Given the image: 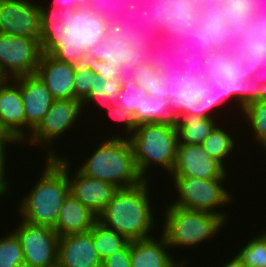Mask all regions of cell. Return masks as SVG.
Segmentation results:
<instances>
[{
	"instance_id": "ac0fdd59",
	"label": "cell",
	"mask_w": 266,
	"mask_h": 267,
	"mask_svg": "<svg viewBox=\"0 0 266 267\" xmlns=\"http://www.w3.org/2000/svg\"><path fill=\"white\" fill-rule=\"evenodd\" d=\"M57 267H102L91 231L59 237Z\"/></svg>"
},
{
	"instance_id": "681fc988",
	"label": "cell",
	"mask_w": 266,
	"mask_h": 267,
	"mask_svg": "<svg viewBox=\"0 0 266 267\" xmlns=\"http://www.w3.org/2000/svg\"><path fill=\"white\" fill-rule=\"evenodd\" d=\"M265 60L266 56L264 54L251 56L243 55V64H245L251 77L260 69Z\"/></svg>"
},
{
	"instance_id": "7a4b0ae2",
	"label": "cell",
	"mask_w": 266,
	"mask_h": 267,
	"mask_svg": "<svg viewBox=\"0 0 266 267\" xmlns=\"http://www.w3.org/2000/svg\"><path fill=\"white\" fill-rule=\"evenodd\" d=\"M148 182L144 180L134 187L119 188L98 215V221L129 241L150 238L155 220L148 198Z\"/></svg>"
},
{
	"instance_id": "60d3db41",
	"label": "cell",
	"mask_w": 266,
	"mask_h": 267,
	"mask_svg": "<svg viewBox=\"0 0 266 267\" xmlns=\"http://www.w3.org/2000/svg\"><path fill=\"white\" fill-rule=\"evenodd\" d=\"M201 30L205 31L207 47L215 50L226 51V42L229 39L230 26L218 23H204L202 20H194Z\"/></svg>"
},
{
	"instance_id": "52a82bcc",
	"label": "cell",
	"mask_w": 266,
	"mask_h": 267,
	"mask_svg": "<svg viewBox=\"0 0 266 267\" xmlns=\"http://www.w3.org/2000/svg\"><path fill=\"white\" fill-rule=\"evenodd\" d=\"M205 60L204 68L207 80L213 87L215 107L233 97L240 104L242 112L245 108L247 78L251 77L243 64V54L239 50H215L207 53Z\"/></svg>"
},
{
	"instance_id": "816d5d0a",
	"label": "cell",
	"mask_w": 266,
	"mask_h": 267,
	"mask_svg": "<svg viewBox=\"0 0 266 267\" xmlns=\"http://www.w3.org/2000/svg\"><path fill=\"white\" fill-rule=\"evenodd\" d=\"M136 66L121 65L118 69L117 80L120 82V86L125 85L128 81L134 80Z\"/></svg>"
},
{
	"instance_id": "cb8c5ba5",
	"label": "cell",
	"mask_w": 266,
	"mask_h": 267,
	"mask_svg": "<svg viewBox=\"0 0 266 267\" xmlns=\"http://www.w3.org/2000/svg\"><path fill=\"white\" fill-rule=\"evenodd\" d=\"M189 53L166 31L149 50L148 64L158 73L179 69Z\"/></svg>"
},
{
	"instance_id": "b9f144b4",
	"label": "cell",
	"mask_w": 266,
	"mask_h": 267,
	"mask_svg": "<svg viewBox=\"0 0 266 267\" xmlns=\"http://www.w3.org/2000/svg\"><path fill=\"white\" fill-rule=\"evenodd\" d=\"M205 55V53H197L195 50L191 51L180 67L184 74L188 77H195L197 80H206Z\"/></svg>"
},
{
	"instance_id": "3957f363",
	"label": "cell",
	"mask_w": 266,
	"mask_h": 267,
	"mask_svg": "<svg viewBox=\"0 0 266 267\" xmlns=\"http://www.w3.org/2000/svg\"><path fill=\"white\" fill-rule=\"evenodd\" d=\"M120 32L112 25L70 28L62 39L78 56H92L110 62L119 69L121 65L148 64L149 50H138L124 42Z\"/></svg>"
},
{
	"instance_id": "7402d4cb",
	"label": "cell",
	"mask_w": 266,
	"mask_h": 267,
	"mask_svg": "<svg viewBox=\"0 0 266 267\" xmlns=\"http://www.w3.org/2000/svg\"><path fill=\"white\" fill-rule=\"evenodd\" d=\"M97 220L98 216L69 193L63 201L53 229L59 237L84 233L90 231Z\"/></svg>"
},
{
	"instance_id": "ee69618b",
	"label": "cell",
	"mask_w": 266,
	"mask_h": 267,
	"mask_svg": "<svg viewBox=\"0 0 266 267\" xmlns=\"http://www.w3.org/2000/svg\"><path fill=\"white\" fill-rule=\"evenodd\" d=\"M102 267H131V241L103 260Z\"/></svg>"
},
{
	"instance_id": "6da1fadb",
	"label": "cell",
	"mask_w": 266,
	"mask_h": 267,
	"mask_svg": "<svg viewBox=\"0 0 266 267\" xmlns=\"http://www.w3.org/2000/svg\"><path fill=\"white\" fill-rule=\"evenodd\" d=\"M53 149L46 156L44 172L36 186L21 203L18 211L23 221L54 228L64 199L70 193L67 160L58 157Z\"/></svg>"
},
{
	"instance_id": "91938a15",
	"label": "cell",
	"mask_w": 266,
	"mask_h": 267,
	"mask_svg": "<svg viewBox=\"0 0 266 267\" xmlns=\"http://www.w3.org/2000/svg\"><path fill=\"white\" fill-rule=\"evenodd\" d=\"M257 10L262 14H266V0H258Z\"/></svg>"
},
{
	"instance_id": "484cf974",
	"label": "cell",
	"mask_w": 266,
	"mask_h": 267,
	"mask_svg": "<svg viewBox=\"0 0 266 267\" xmlns=\"http://www.w3.org/2000/svg\"><path fill=\"white\" fill-rule=\"evenodd\" d=\"M112 25L121 33L120 36L124 39V42L130 44L133 48L150 50L164 33L166 12L149 28H140L126 21H117Z\"/></svg>"
},
{
	"instance_id": "8d00e7d4",
	"label": "cell",
	"mask_w": 266,
	"mask_h": 267,
	"mask_svg": "<svg viewBox=\"0 0 266 267\" xmlns=\"http://www.w3.org/2000/svg\"><path fill=\"white\" fill-rule=\"evenodd\" d=\"M249 240L236 254L247 267H266V232Z\"/></svg>"
},
{
	"instance_id": "ab89813d",
	"label": "cell",
	"mask_w": 266,
	"mask_h": 267,
	"mask_svg": "<svg viewBox=\"0 0 266 267\" xmlns=\"http://www.w3.org/2000/svg\"><path fill=\"white\" fill-rule=\"evenodd\" d=\"M99 77L83 64L77 55V67L74 76V100L83 101L95 87Z\"/></svg>"
},
{
	"instance_id": "8fae6325",
	"label": "cell",
	"mask_w": 266,
	"mask_h": 267,
	"mask_svg": "<svg viewBox=\"0 0 266 267\" xmlns=\"http://www.w3.org/2000/svg\"><path fill=\"white\" fill-rule=\"evenodd\" d=\"M178 200L170 205L182 208L205 211L220 215L227 220L226 212L216 208L231 201L229 192L221 185L225 178L202 179L190 176H173ZM230 200V201H229ZM216 210V211H215Z\"/></svg>"
},
{
	"instance_id": "d4e9b609",
	"label": "cell",
	"mask_w": 266,
	"mask_h": 267,
	"mask_svg": "<svg viewBox=\"0 0 266 267\" xmlns=\"http://www.w3.org/2000/svg\"><path fill=\"white\" fill-rule=\"evenodd\" d=\"M133 0H87L82 16V27L107 26L122 18Z\"/></svg>"
},
{
	"instance_id": "4fadbf2b",
	"label": "cell",
	"mask_w": 266,
	"mask_h": 267,
	"mask_svg": "<svg viewBox=\"0 0 266 267\" xmlns=\"http://www.w3.org/2000/svg\"><path fill=\"white\" fill-rule=\"evenodd\" d=\"M45 49L37 39L0 33V68L10 79L34 75Z\"/></svg>"
},
{
	"instance_id": "83f0119b",
	"label": "cell",
	"mask_w": 266,
	"mask_h": 267,
	"mask_svg": "<svg viewBox=\"0 0 266 267\" xmlns=\"http://www.w3.org/2000/svg\"><path fill=\"white\" fill-rule=\"evenodd\" d=\"M164 13L161 0H133L119 21H126L140 28H149Z\"/></svg>"
},
{
	"instance_id": "11a10c76",
	"label": "cell",
	"mask_w": 266,
	"mask_h": 267,
	"mask_svg": "<svg viewBox=\"0 0 266 267\" xmlns=\"http://www.w3.org/2000/svg\"><path fill=\"white\" fill-rule=\"evenodd\" d=\"M252 78L254 80H257L259 84L266 83V60L260 67V69L257 70L255 74L252 75Z\"/></svg>"
},
{
	"instance_id": "d590c367",
	"label": "cell",
	"mask_w": 266,
	"mask_h": 267,
	"mask_svg": "<svg viewBox=\"0 0 266 267\" xmlns=\"http://www.w3.org/2000/svg\"><path fill=\"white\" fill-rule=\"evenodd\" d=\"M222 2L223 0H196L185 12L193 20H202L204 23L225 24Z\"/></svg>"
},
{
	"instance_id": "836d02e7",
	"label": "cell",
	"mask_w": 266,
	"mask_h": 267,
	"mask_svg": "<svg viewBox=\"0 0 266 267\" xmlns=\"http://www.w3.org/2000/svg\"><path fill=\"white\" fill-rule=\"evenodd\" d=\"M232 138L225 129L216 126L201 145L213 159L225 168L224 159L232 152L235 145V140Z\"/></svg>"
},
{
	"instance_id": "e575fe53",
	"label": "cell",
	"mask_w": 266,
	"mask_h": 267,
	"mask_svg": "<svg viewBox=\"0 0 266 267\" xmlns=\"http://www.w3.org/2000/svg\"><path fill=\"white\" fill-rule=\"evenodd\" d=\"M134 75V80L148 91L149 96L168 98L166 83L149 64L138 65Z\"/></svg>"
},
{
	"instance_id": "44dd1931",
	"label": "cell",
	"mask_w": 266,
	"mask_h": 267,
	"mask_svg": "<svg viewBox=\"0 0 266 267\" xmlns=\"http://www.w3.org/2000/svg\"><path fill=\"white\" fill-rule=\"evenodd\" d=\"M258 0H223L222 13L225 25L230 26L226 51L237 50L244 39V31L250 26Z\"/></svg>"
},
{
	"instance_id": "f546056e",
	"label": "cell",
	"mask_w": 266,
	"mask_h": 267,
	"mask_svg": "<svg viewBox=\"0 0 266 267\" xmlns=\"http://www.w3.org/2000/svg\"><path fill=\"white\" fill-rule=\"evenodd\" d=\"M237 50L246 56L262 54L266 56V14L256 10Z\"/></svg>"
},
{
	"instance_id": "74e56055",
	"label": "cell",
	"mask_w": 266,
	"mask_h": 267,
	"mask_svg": "<svg viewBox=\"0 0 266 267\" xmlns=\"http://www.w3.org/2000/svg\"><path fill=\"white\" fill-rule=\"evenodd\" d=\"M12 231L0 238V267H24L21 241Z\"/></svg>"
},
{
	"instance_id": "94428289",
	"label": "cell",
	"mask_w": 266,
	"mask_h": 267,
	"mask_svg": "<svg viewBox=\"0 0 266 267\" xmlns=\"http://www.w3.org/2000/svg\"><path fill=\"white\" fill-rule=\"evenodd\" d=\"M185 265L184 262H181L177 267H184Z\"/></svg>"
},
{
	"instance_id": "8992f818",
	"label": "cell",
	"mask_w": 266,
	"mask_h": 267,
	"mask_svg": "<svg viewBox=\"0 0 266 267\" xmlns=\"http://www.w3.org/2000/svg\"><path fill=\"white\" fill-rule=\"evenodd\" d=\"M0 33L37 39L45 48L62 38L44 17L43 7L30 0H0Z\"/></svg>"
},
{
	"instance_id": "6f0895ef",
	"label": "cell",
	"mask_w": 266,
	"mask_h": 267,
	"mask_svg": "<svg viewBox=\"0 0 266 267\" xmlns=\"http://www.w3.org/2000/svg\"><path fill=\"white\" fill-rule=\"evenodd\" d=\"M86 1H87V0H77V13H78L81 17L83 16L84 10H85L86 7H87Z\"/></svg>"
},
{
	"instance_id": "277c9868",
	"label": "cell",
	"mask_w": 266,
	"mask_h": 267,
	"mask_svg": "<svg viewBox=\"0 0 266 267\" xmlns=\"http://www.w3.org/2000/svg\"><path fill=\"white\" fill-rule=\"evenodd\" d=\"M88 157L79 170L86 176L103 180L117 188L140 184V176L130 139L115 135L109 138Z\"/></svg>"
},
{
	"instance_id": "5bb4252c",
	"label": "cell",
	"mask_w": 266,
	"mask_h": 267,
	"mask_svg": "<svg viewBox=\"0 0 266 267\" xmlns=\"http://www.w3.org/2000/svg\"><path fill=\"white\" fill-rule=\"evenodd\" d=\"M82 102L74 99H56L50 106L42 121L31 132L27 144L50 143L64 132L71 129L81 116ZM53 139V140H52Z\"/></svg>"
},
{
	"instance_id": "c3c4849f",
	"label": "cell",
	"mask_w": 266,
	"mask_h": 267,
	"mask_svg": "<svg viewBox=\"0 0 266 267\" xmlns=\"http://www.w3.org/2000/svg\"><path fill=\"white\" fill-rule=\"evenodd\" d=\"M196 0H161L165 12L186 11Z\"/></svg>"
},
{
	"instance_id": "5b68a950",
	"label": "cell",
	"mask_w": 266,
	"mask_h": 267,
	"mask_svg": "<svg viewBox=\"0 0 266 267\" xmlns=\"http://www.w3.org/2000/svg\"><path fill=\"white\" fill-rule=\"evenodd\" d=\"M134 159L140 176H145L147 168L158 164L171 175L177 158V128L166 124L141 123L129 136Z\"/></svg>"
},
{
	"instance_id": "bcb514c9",
	"label": "cell",
	"mask_w": 266,
	"mask_h": 267,
	"mask_svg": "<svg viewBox=\"0 0 266 267\" xmlns=\"http://www.w3.org/2000/svg\"><path fill=\"white\" fill-rule=\"evenodd\" d=\"M266 99V83L259 84L252 77L247 78L245 107L253 102Z\"/></svg>"
},
{
	"instance_id": "4dcf8cb0",
	"label": "cell",
	"mask_w": 266,
	"mask_h": 267,
	"mask_svg": "<svg viewBox=\"0 0 266 267\" xmlns=\"http://www.w3.org/2000/svg\"><path fill=\"white\" fill-rule=\"evenodd\" d=\"M180 117L169 107V98L144 97L142 123L166 124L177 127Z\"/></svg>"
},
{
	"instance_id": "7bdbcfd3",
	"label": "cell",
	"mask_w": 266,
	"mask_h": 267,
	"mask_svg": "<svg viewBox=\"0 0 266 267\" xmlns=\"http://www.w3.org/2000/svg\"><path fill=\"white\" fill-rule=\"evenodd\" d=\"M79 60L85 64L91 72L96 74L103 81L108 79H117L118 69L112 67L110 62L104 60H97L92 56H78Z\"/></svg>"
},
{
	"instance_id": "f907efd6",
	"label": "cell",
	"mask_w": 266,
	"mask_h": 267,
	"mask_svg": "<svg viewBox=\"0 0 266 267\" xmlns=\"http://www.w3.org/2000/svg\"><path fill=\"white\" fill-rule=\"evenodd\" d=\"M104 91L109 102L114 101V99H119L121 92L120 82L117 79H108L104 81Z\"/></svg>"
},
{
	"instance_id": "ffe728a7",
	"label": "cell",
	"mask_w": 266,
	"mask_h": 267,
	"mask_svg": "<svg viewBox=\"0 0 266 267\" xmlns=\"http://www.w3.org/2000/svg\"><path fill=\"white\" fill-rule=\"evenodd\" d=\"M165 30L190 53H210L215 51L213 47H207L205 31L185 12H167Z\"/></svg>"
},
{
	"instance_id": "7c38bea8",
	"label": "cell",
	"mask_w": 266,
	"mask_h": 267,
	"mask_svg": "<svg viewBox=\"0 0 266 267\" xmlns=\"http://www.w3.org/2000/svg\"><path fill=\"white\" fill-rule=\"evenodd\" d=\"M15 233L21 241L24 267H57L59 235L49 226L22 220Z\"/></svg>"
},
{
	"instance_id": "ba28073f",
	"label": "cell",
	"mask_w": 266,
	"mask_h": 267,
	"mask_svg": "<svg viewBox=\"0 0 266 267\" xmlns=\"http://www.w3.org/2000/svg\"><path fill=\"white\" fill-rule=\"evenodd\" d=\"M162 233L169 247H191L213 238L227 221L220 215L168 205ZM225 222V223H224ZM197 244V245H196Z\"/></svg>"
},
{
	"instance_id": "d6a6232c",
	"label": "cell",
	"mask_w": 266,
	"mask_h": 267,
	"mask_svg": "<svg viewBox=\"0 0 266 267\" xmlns=\"http://www.w3.org/2000/svg\"><path fill=\"white\" fill-rule=\"evenodd\" d=\"M147 96L148 91L142 88L135 80H131L121 86L119 99H114V101L110 102V105L132 112L135 122L141 124L142 104L144 97Z\"/></svg>"
},
{
	"instance_id": "9a60e30c",
	"label": "cell",
	"mask_w": 266,
	"mask_h": 267,
	"mask_svg": "<svg viewBox=\"0 0 266 267\" xmlns=\"http://www.w3.org/2000/svg\"><path fill=\"white\" fill-rule=\"evenodd\" d=\"M172 176L194 178H226L227 168L213 159L199 144L178 143L177 158Z\"/></svg>"
},
{
	"instance_id": "9f6ffc18",
	"label": "cell",
	"mask_w": 266,
	"mask_h": 267,
	"mask_svg": "<svg viewBox=\"0 0 266 267\" xmlns=\"http://www.w3.org/2000/svg\"><path fill=\"white\" fill-rule=\"evenodd\" d=\"M222 267H247L244 262L238 258L236 255L233 259L229 260L227 263L222 265Z\"/></svg>"
},
{
	"instance_id": "d6986e66",
	"label": "cell",
	"mask_w": 266,
	"mask_h": 267,
	"mask_svg": "<svg viewBox=\"0 0 266 267\" xmlns=\"http://www.w3.org/2000/svg\"><path fill=\"white\" fill-rule=\"evenodd\" d=\"M0 89V121L4 128L16 140L27 141L26 117L22 103L21 87L13 79ZM10 84V85H9ZM12 85V86H11ZM25 131V132H24ZM26 134V135H25Z\"/></svg>"
},
{
	"instance_id": "f5cc1de1",
	"label": "cell",
	"mask_w": 266,
	"mask_h": 267,
	"mask_svg": "<svg viewBox=\"0 0 266 267\" xmlns=\"http://www.w3.org/2000/svg\"><path fill=\"white\" fill-rule=\"evenodd\" d=\"M6 150L5 149H0V197H2L4 194H6L5 192H7V185L8 182L5 178V160H6Z\"/></svg>"
},
{
	"instance_id": "2e32d148",
	"label": "cell",
	"mask_w": 266,
	"mask_h": 267,
	"mask_svg": "<svg viewBox=\"0 0 266 267\" xmlns=\"http://www.w3.org/2000/svg\"><path fill=\"white\" fill-rule=\"evenodd\" d=\"M67 161V176L69 180L70 193L83 205L98 216L111 201L119 189L115 185L88 177L79 169L71 177Z\"/></svg>"
},
{
	"instance_id": "f1b7e54d",
	"label": "cell",
	"mask_w": 266,
	"mask_h": 267,
	"mask_svg": "<svg viewBox=\"0 0 266 267\" xmlns=\"http://www.w3.org/2000/svg\"><path fill=\"white\" fill-rule=\"evenodd\" d=\"M217 126L213 118L186 115L180 119L177 128L178 143L201 145Z\"/></svg>"
},
{
	"instance_id": "db71d44e",
	"label": "cell",
	"mask_w": 266,
	"mask_h": 267,
	"mask_svg": "<svg viewBox=\"0 0 266 267\" xmlns=\"http://www.w3.org/2000/svg\"><path fill=\"white\" fill-rule=\"evenodd\" d=\"M17 142L10 133L4 128L0 121V149H6L8 143Z\"/></svg>"
},
{
	"instance_id": "7dc6e473",
	"label": "cell",
	"mask_w": 266,
	"mask_h": 267,
	"mask_svg": "<svg viewBox=\"0 0 266 267\" xmlns=\"http://www.w3.org/2000/svg\"><path fill=\"white\" fill-rule=\"evenodd\" d=\"M97 102L101 106L107 108L110 105L107 95L104 91V81L101 78L97 79V84L95 87H91V91L88 96L82 101V108L84 109L85 104L88 102ZM86 102V103H85Z\"/></svg>"
},
{
	"instance_id": "603a6c76",
	"label": "cell",
	"mask_w": 266,
	"mask_h": 267,
	"mask_svg": "<svg viewBox=\"0 0 266 267\" xmlns=\"http://www.w3.org/2000/svg\"><path fill=\"white\" fill-rule=\"evenodd\" d=\"M167 248L170 247L163 234L160 239L131 241V267H177L179 261L173 259Z\"/></svg>"
},
{
	"instance_id": "e0dca14e",
	"label": "cell",
	"mask_w": 266,
	"mask_h": 267,
	"mask_svg": "<svg viewBox=\"0 0 266 267\" xmlns=\"http://www.w3.org/2000/svg\"><path fill=\"white\" fill-rule=\"evenodd\" d=\"M21 87L22 103L26 117V130L29 127L30 133L42 121L45 114L55 100L47 86L36 75H27L14 78Z\"/></svg>"
},
{
	"instance_id": "4316f807",
	"label": "cell",
	"mask_w": 266,
	"mask_h": 267,
	"mask_svg": "<svg viewBox=\"0 0 266 267\" xmlns=\"http://www.w3.org/2000/svg\"><path fill=\"white\" fill-rule=\"evenodd\" d=\"M47 9L43 7L44 17L61 36L70 28L82 27V17L77 13V0H53L52 11Z\"/></svg>"
},
{
	"instance_id": "680465c9",
	"label": "cell",
	"mask_w": 266,
	"mask_h": 267,
	"mask_svg": "<svg viewBox=\"0 0 266 267\" xmlns=\"http://www.w3.org/2000/svg\"><path fill=\"white\" fill-rule=\"evenodd\" d=\"M10 80V78L0 68V89Z\"/></svg>"
},
{
	"instance_id": "30bf717a",
	"label": "cell",
	"mask_w": 266,
	"mask_h": 267,
	"mask_svg": "<svg viewBox=\"0 0 266 267\" xmlns=\"http://www.w3.org/2000/svg\"><path fill=\"white\" fill-rule=\"evenodd\" d=\"M76 67L77 54L61 38L54 46L43 51L35 74L55 100L74 99Z\"/></svg>"
},
{
	"instance_id": "f35d334b",
	"label": "cell",
	"mask_w": 266,
	"mask_h": 267,
	"mask_svg": "<svg viewBox=\"0 0 266 267\" xmlns=\"http://www.w3.org/2000/svg\"><path fill=\"white\" fill-rule=\"evenodd\" d=\"M249 126L253 129L256 140L266 146V99L247 105L243 111Z\"/></svg>"
},
{
	"instance_id": "9c48e42d",
	"label": "cell",
	"mask_w": 266,
	"mask_h": 267,
	"mask_svg": "<svg viewBox=\"0 0 266 267\" xmlns=\"http://www.w3.org/2000/svg\"><path fill=\"white\" fill-rule=\"evenodd\" d=\"M158 73L166 83L169 107L180 119L186 115L214 118L208 111L215 107V96L207 79L188 77L181 68Z\"/></svg>"
},
{
	"instance_id": "1f68e13d",
	"label": "cell",
	"mask_w": 266,
	"mask_h": 267,
	"mask_svg": "<svg viewBox=\"0 0 266 267\" xmlns=\"http://www.w3.org/2000/svg\"><path fill=\"white\" fill-rule=\"evenodd\" d=\"M90 231L93 236L95 251L102 261L122 249L129 242L123 234L115 232L98 220Z\"/></svg>"
},
{
	"instance_id": "f6af8a7d",
	"label": "cell",
	"mask_w": 266,
	"mask_h": 267,
	"mask_svg": "<svg viewBox=\"0 0 266 267\" xmlns=\"http://www.w3.org/2000/svg\"><path fill=\"white\" fill-rule=\"evenodd\" d=\"M107 112L115 121L125 122V128L129 135L133 134L138 124L135 122L134 114L125 109H119L114 106L108 105ZM132 132V133H131Z\"/></svg>"
}]
</instances>
